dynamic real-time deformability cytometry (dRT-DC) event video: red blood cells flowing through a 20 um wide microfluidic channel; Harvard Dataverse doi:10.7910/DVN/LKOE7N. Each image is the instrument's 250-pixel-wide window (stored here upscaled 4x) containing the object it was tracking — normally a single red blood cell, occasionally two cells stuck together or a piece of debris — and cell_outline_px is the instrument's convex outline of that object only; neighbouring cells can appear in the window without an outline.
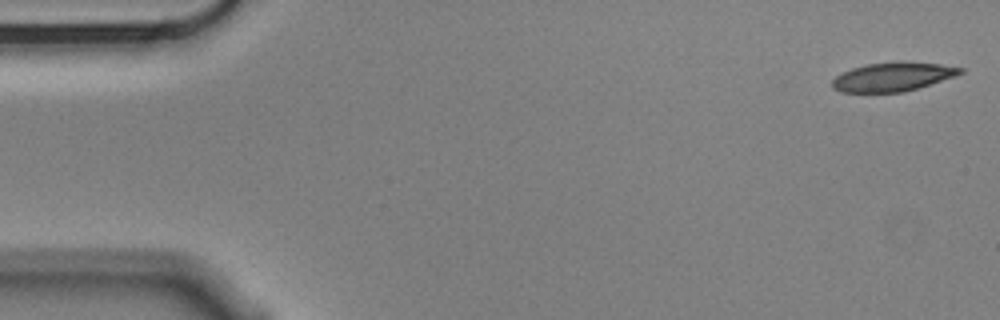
{"species": "Egyptian fruit bat (a non-hibernating species)", "species_latin": "Rousettus aegyptiacus", "temperature_condition": "cold", "stored_images_in_passage": 12, "camera_frame_rate_fps": 3000, "um_per_image_px": 0.085, "animal": {"sex": "male"}, "frame": {"image": 1, "passage_image": 1, "time_ms": 0.0, "image_size_px": [1000, 320], "cell_outline_px": [[964, 72], [956, 76], [904, 92], [840, 92], [832, 88], [832, 80], [836, 76], [852, 68], [868, 64], [896, 60], [904, 60], [940, 64], [964, 68]], "centroid_in_image_um": [75.91, 6.51], "position_along_channel_um": 9.1, "area_um2": 21.79}}